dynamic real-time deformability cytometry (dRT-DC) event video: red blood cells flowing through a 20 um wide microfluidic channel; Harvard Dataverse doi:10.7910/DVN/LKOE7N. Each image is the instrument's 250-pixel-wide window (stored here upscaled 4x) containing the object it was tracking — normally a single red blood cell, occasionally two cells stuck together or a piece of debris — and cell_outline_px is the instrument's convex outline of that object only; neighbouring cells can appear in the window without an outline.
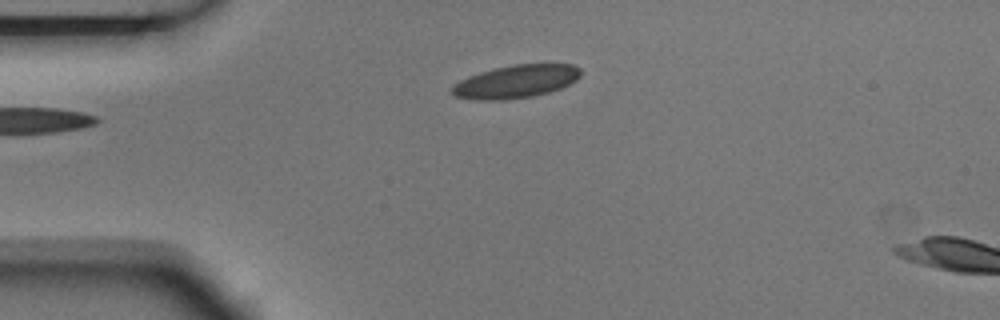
{"species": "Egyptian fruit bat (a non-hibernating species)", "species_latin": "Rousettus aegyptiacus", "temperature_condition": "room temperature", "stored_images_in_passage": 4, "camera_frame_rate_fps": 3000, "um_per_image_px": 0.085, "animal": {"sex": "male"}, "frame": {"image": 1, "passage_image": 4, "time_ms": 1.0, "image_size_px": [1000, 320], "cell_outline_px": [[580, 76], [576, 80], [560, 88], [548, 92], [532, 96], [500, 100], [472, 100], [456, 96], [452, 92], [452, 88], [460, 80], [468, 76], [480, 72], [512, 64], [572, 64], [580, 68]], "centroid_in_image_um": [43.85, 6.92], "position_along_channel_um": 41.1, "area_um2": 24.51}}